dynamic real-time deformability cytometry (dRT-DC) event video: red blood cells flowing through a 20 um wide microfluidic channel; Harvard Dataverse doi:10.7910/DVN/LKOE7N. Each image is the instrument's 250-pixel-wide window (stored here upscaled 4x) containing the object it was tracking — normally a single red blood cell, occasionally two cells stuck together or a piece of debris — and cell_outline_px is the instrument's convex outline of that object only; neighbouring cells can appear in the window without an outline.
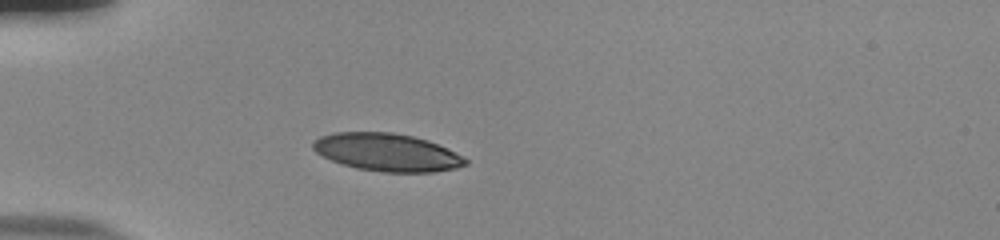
{"species": "human", "species_latin": "Homo sapiens", "temperature_condition": "room temperature", "stored_images_in_passage": 39, "camera_frame_rate_fps": 3000, "um_per_image_px": 0.085, "donor": {"sex": "male"}, "frame": {"image": 1, "passage_image": 1, "time_ms": 0.0, "image_size_px": [1000, 240], "cell_outline_px": [[468, 164], [456, 168], [432, 172], [384, 172], [356, 168], [332, 160], [316, 152], [312, 148], [312, 140], [320, 136], [332, 132], [392, 132], [412, 136], [428, 140], [448, 148], [456, 152], [468, 160]], "centroid_in_image_um": [32.9, 12.93], "position_along_channel_um": 52.1, "area_um2": 33.58}}
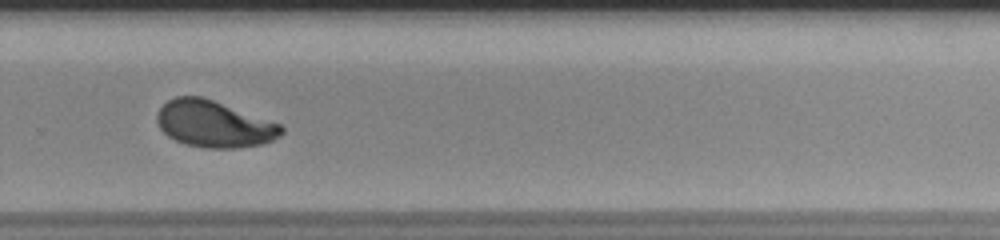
{"frame": {"image": 2, "passage_image": 23, "time_ms": 7.333, "image_size_px": [1000, 240], "cell_outline_px": [[284, 132], [280, 136], [264, 144], [236, 148], [204, 148], [184, 144], [168, 136], [160, 128], [156, 120], [156, 112], [168, 100], [176, 96], [200, 96], [212, 100], [280, 124], [284, 128]], "centroid_in_image_um": [18.17, 10.55], "position_along_channel_um": 311.6, "area_um2": 33.64}}
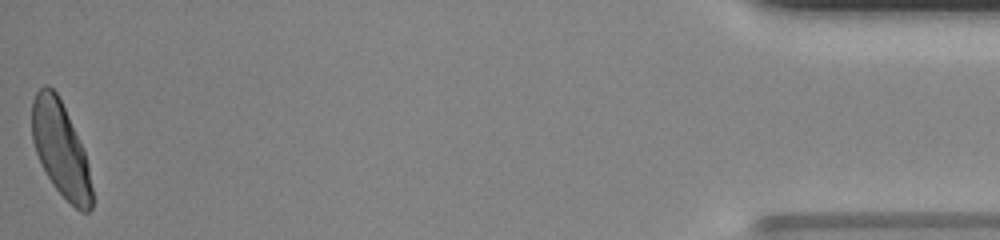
{"frame": {"image": 3, "passage_image": 39, "time_ms": 12.667, "image_size_px": [1000, 240], "cell_outline_px": [[92, 208], [88, 212], [80, 212], [52, 184], [36, 152], [32, 140], [32, 100], [36, 92], [44, 84], [48, 84], [56, 92], [68, 116], [84, 152], [88, 164], [92, 188]], "centroid_in_image_um": [5.15, 12.68], "position_along_channel_um": 430.1, "area_um2": 32.48}, "authors_computed_cell_mechanics": {"area_um2": 33.813, "velocity_mm_per_s": 3.7954, "shape_relaxation_time_tau1_ms": 3.4393, "shape_relaxation_time_tau2_ms": null, "deformation_change_tau1": 0.1721, "deformation_change_tau2": null}}